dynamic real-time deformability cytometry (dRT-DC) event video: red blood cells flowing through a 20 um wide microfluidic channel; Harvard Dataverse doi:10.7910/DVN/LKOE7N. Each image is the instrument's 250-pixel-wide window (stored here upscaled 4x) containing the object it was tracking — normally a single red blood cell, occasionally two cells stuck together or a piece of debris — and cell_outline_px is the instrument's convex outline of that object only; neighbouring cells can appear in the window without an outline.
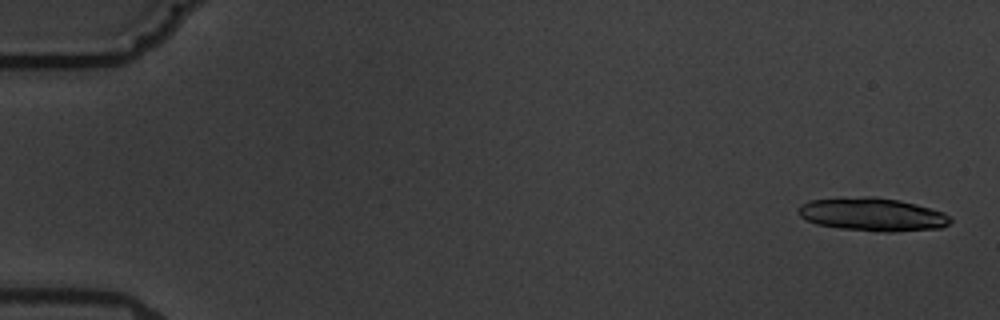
{"species": "common noctule bat (a hibernating species)", "species_latin": "Nyctalus noctula", "temperature_condition": "warm", "stored_images_in_passage": 8, "camera_frame_rate_fps": 3000, "um_per_image_px": 0.085, "animal": {"sex": "male", "body_mass_g": 19.5, "forearm_length_mm": 54.6}, "frame": {"image": 1, "passage_image": 1, "time_ms": 0.0, "image_size_px": [1000, 320], "cell_outline_px": [[952, 220], [948, 224], [940, 228], [896, 232], [884, 232], [840, 228], [816, 224], [804, 220], [800, 216], [796, 208], [800, 204], [812, 200], [864, 196], [872, 196], [900, 200], [916, 204], [944, 212]], "centroid_in_image_um": [74.14, 18.23], "position_along_channel_um": 10.9, "area_um2": 29.54}}
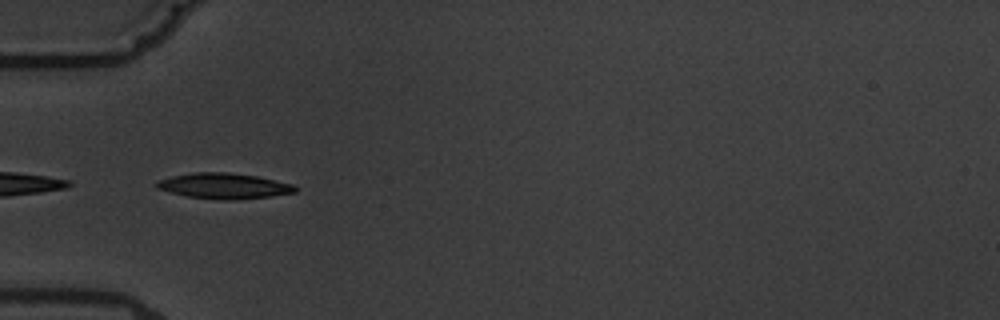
{"frame": {"image": 2, "passage_image": 6, "time_ms": 6.0, "image_size_px": [1000, 320], "cell_outline_px": [[296, 192], [272, 196], [236, 200], [220, 200], [188, 196], [156, 188], [152, 184], [156, 180], [172, 176], [192, 172], [228, 172], [256, 176], [292, 184], [296, 188]], "centroid_in_image_um": [18.98, 15.8], "position_along_channel_um": 66.0, "area_um2": 20.69}}
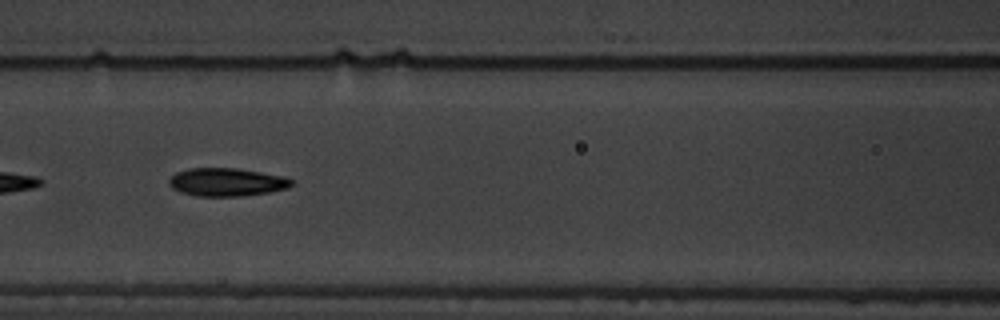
{"frame": {"image": 3, "passage_image": 8, "time_ms": 8.333, "image_size_px": [1000, 320], "cell_outline_px": [[296, 184], [288, 188], [268, 192], [244, 196], [196, 196], [180, 192], [172, 188], [168, 184], [168, 180], [176, 172], [188, 168], [236, 168], [288, 176], [296, 180]], "centroid_in_image_um": [19.33, 15.47], "position_along_channel_um": 147.3, "area_um2": 20.52}}